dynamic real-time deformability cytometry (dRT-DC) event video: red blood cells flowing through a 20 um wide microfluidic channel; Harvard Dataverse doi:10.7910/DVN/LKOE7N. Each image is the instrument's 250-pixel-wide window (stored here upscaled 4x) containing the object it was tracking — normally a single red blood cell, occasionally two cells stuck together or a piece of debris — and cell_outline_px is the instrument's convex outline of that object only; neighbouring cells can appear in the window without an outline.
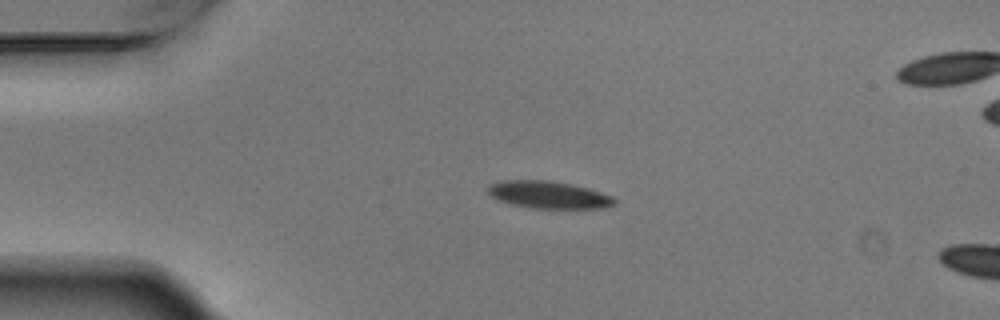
{"species": "Egyptian fruit bat (a non-hibernating species)", "species_latin": "Rousettus aegyptiacus", "temperature_condition": "warm", "stored_images_in_passage": 6, "camera_frame_rate_fps": 3000, "um_per_image_px": 0.085, "animal": {"sex": "male"}, "frame": {"image": 1, "passage_image": 4, "time_ms": 1.0, "image_size_px": [1000, 320], "cell_outline_px": [[616, 204], [604, 208], [532, 208], [512, 204], [500, 200], [492, 196], [488, 192], [488, 188], [492, 184], [504, 180], [548, 180], [572, 184], [588, 188], [612, 196], [616, 200]], "centroid_in_image_um": [46.67, 16.56], "position_along_channel_um": 38.3, "area_um2": 19.94}}